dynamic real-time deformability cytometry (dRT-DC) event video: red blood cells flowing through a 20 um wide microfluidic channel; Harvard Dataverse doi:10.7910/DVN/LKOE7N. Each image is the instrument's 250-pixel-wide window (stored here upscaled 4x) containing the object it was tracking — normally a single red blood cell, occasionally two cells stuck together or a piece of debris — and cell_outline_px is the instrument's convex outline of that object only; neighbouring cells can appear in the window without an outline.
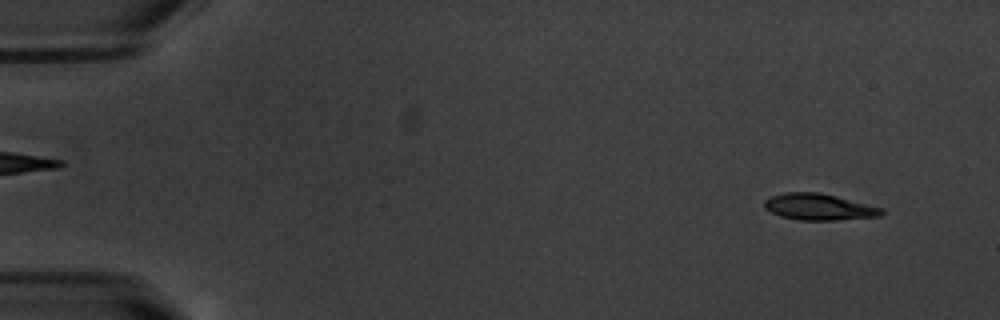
{"species": "common noctule bat (a hibernating species)", "species_latin": "Nyctalus noctula", "temperature_condition": "warm", "stored_images_in_passage": 54, "camera_frame_rate_fps": 3000, "um_per_image_px": 0.085, "animal": {"sex": "male", "body_mass_g": 20.1, "forearm_length_mm": 53.5}, "frame": {"image": 1, "passage_image": 4, "time_ms": 1.0, "image_size_px": [1000, 320], "cell_outline_px": [[884, 212], [880, 216], [836, 220], [800, 220], [780, 216], [764, 208], [764, 200], [772, 196], [784, 192], [820, 192], [884, 208]], "centroid_in_image_um": [69.61, 17.58], "position_along_channel_um": 15.4, "area_um2": 18.03}}
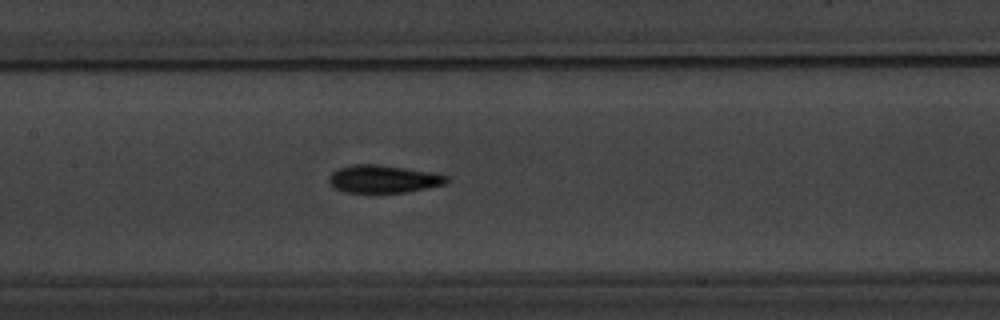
{"frame": {"image": 2, "passage_image": 26, "time_ms": 8.333, "image_size_px": [1000, 320], "cell_outline_px": [[448, 180], [444, 184], [408, 192], [376, 196], [368, 196], [344, 192], [332, 188], [328, 184], [328, 176], [336, 168], [352, 164], [380, 164], [436, 172], [448, 176]], "centroid_in_image_um": [32.5, 15.26], "position_along_channel_um": 174.9, "area_um2": 20.46}}
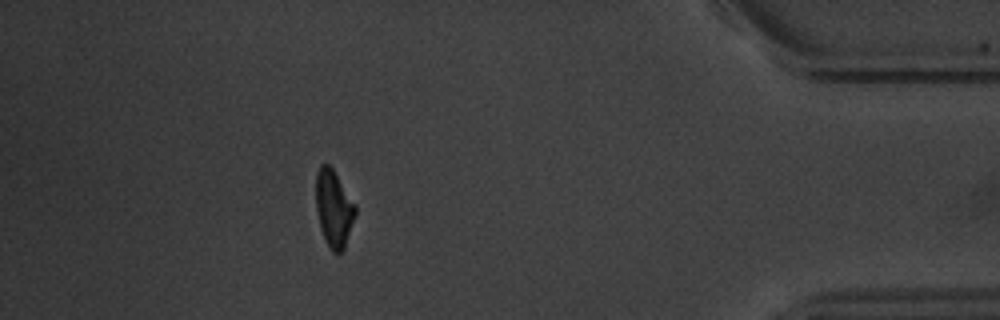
{"frame": {"image": 3, "passage_image": 48, "time_ms": 15.667, "image_size_px": [1000, 320], "cell_outline_px": [[356, 212], [344, 248], [340, 252], [332, 252], [324, 240], [320, 228], [316, 208], [316, 172], [320, 164], [328, 164], [332, 168], [356, 204]], "centroid_in_image_um": [28.36, 17.7], "position_along_channel_um": 406.8, "area_um2": 17.63}, "authors_computed_cell_mechanics": {"area_um2": 18.3804, "velocity_mm_per_s": 3.7787, "shape_relaxation_time_tau1_ms": 2.2967, "shape_relaxation_time_tau2_ms": 2.9475, "deformation_change_tau1": 0.1531, "deformation_change_tau2": 0.0917}}